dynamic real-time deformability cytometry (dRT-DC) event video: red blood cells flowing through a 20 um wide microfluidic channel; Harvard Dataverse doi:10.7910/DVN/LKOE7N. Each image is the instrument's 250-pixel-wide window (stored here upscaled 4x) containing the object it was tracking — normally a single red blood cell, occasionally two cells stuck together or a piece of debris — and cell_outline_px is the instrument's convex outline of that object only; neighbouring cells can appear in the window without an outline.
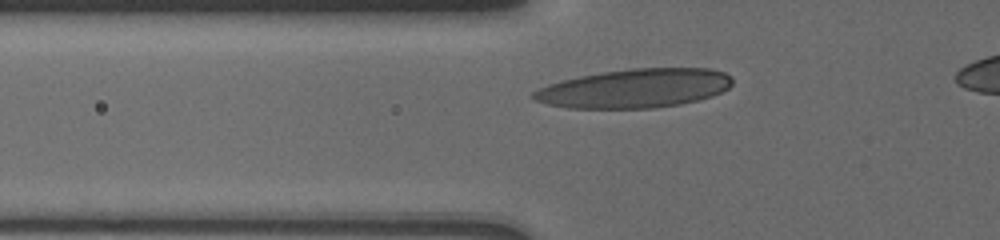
{"species": "human", "species_latin": "Homo sapiens", "temperature_condition": "cold", "stored_images_in_passage": 26, "camera_frame_rate_fps": 3000, "um_per_image_px": 0.085, "donor": {"sex": "male"}, "frame": {"image": 1, "passage_image": 7, "time_ms": 3.333, "image_size_px": [1000, 240], "cell_outline_px": [[732, 84], [728, 88], [712, 96], [680, 104], [652, 108], [568, 108], [548, 104], [532, 100], [532, 92], [548, 84], [560, 80], [580, 76], [604, 72], [632, 68], [708, 68], [724, 72], [732, 76]], "centroid_in_image_um": [53.94, 7.51], "position_along_channel_um": 71.9, "area_um2": 45.08}}
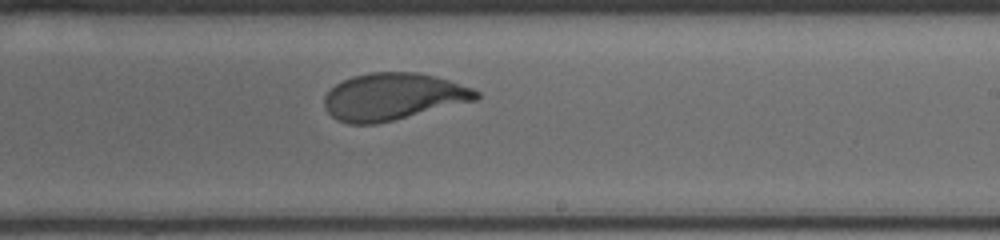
{"frame": {"image": 2, "passage_image": 17, "time_ms": 8.333, "image_size_px": [1000, 240], "cell_outline_px": [[480, 96], [476, 100], [376, 124], [348, 124], [336, 120], [324, 108], [324, 96], [336, 84], [352, 76], [368, 72], [416, 72], [436, 76], [472, 88], [480, 92]], "centroid_in_image_um": [33.38, 8.21], "position_along_channel_um": 255.6, "area_um2": 41.5}}
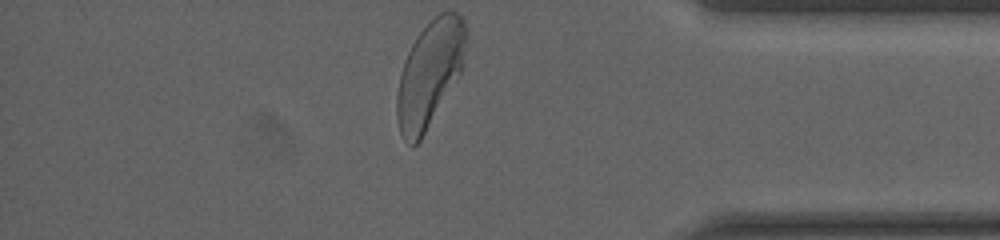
{"frame": {"image": 3, "passage_image": 26, "time_ms": 12.667, "image_size_px": [1000, 240], "cell_outline_px": [[468, 44], [460, 72], [420, 140], [412, 148], [404, 140], [400, 132], [396, 116], [396, 96], [400, 76], [404, 60], [416, 36], [440, 12], [456, 12], [464, 20], [468, 36]], "centroid_in_image_um": [36.52, 6.25], "position_along_channel_um": 398.7, "area_um2": 42.25}, "authors_computed_cell_mechanics": {"area_um2": 42.2518, "velocity_mm_per_s": 3.7099, "shape_relaxation_time_tau1_ms": 3.0766, "shape_relaxation_time_tau2_ms": null, "deformation_change_tau1": 0.1473, "deformation_change_tau2": null}}